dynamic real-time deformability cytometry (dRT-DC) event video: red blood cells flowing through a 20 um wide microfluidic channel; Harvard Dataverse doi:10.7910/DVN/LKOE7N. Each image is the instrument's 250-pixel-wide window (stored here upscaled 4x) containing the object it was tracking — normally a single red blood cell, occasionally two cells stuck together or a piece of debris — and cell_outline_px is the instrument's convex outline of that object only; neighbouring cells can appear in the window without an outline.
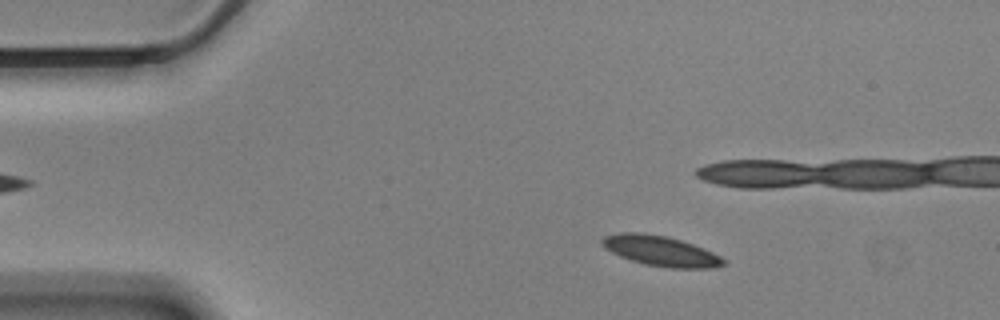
{"species": "Egyptian fruit bat (a non-hibernating species)", "species_latin": "Rousettus aegyptiacus", "temperature_condition": "cold", "stored_images_in_passage": 57, "camera_frame_rate_fps": 3000, "um_per_image_px": 0.085, "animal": {"sex": "male"}, "frame": {"image": 1, "passage_image": 8, "time_ms": 2.333, "image_size_px": [1000, 320], "cell_outline_px": [[728, 264], [712, 268], [668, 268], [644, 264], [620, 256], [604, 248], [600, 244], [600, 240], [604, 236], [620, 232], [640, 232], [668, 236], [692, 244], [712, 252], [720, 256]], "centroid_in_image_um": [56.13, 21.32], "position_along_channel_um": 28.9, "area_um2": 21.44}}
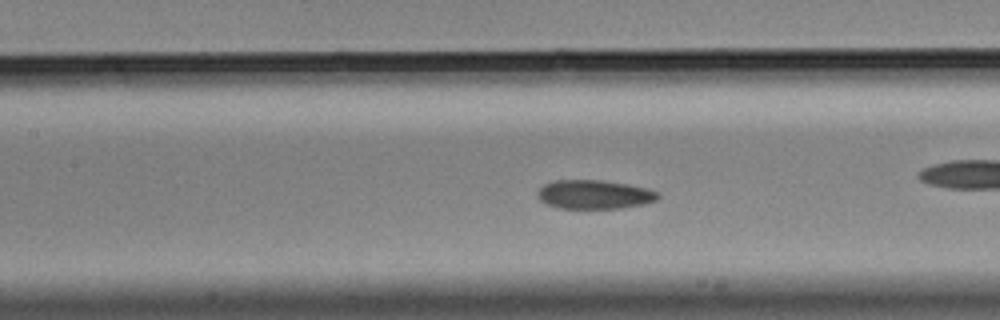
{"frame": {"image": 2, "passage_image": 24, "time_ms": 7.667, "image_size_px": [1000, 320], "cell_outline_px": [[660, 196], [656, 200], [644, 204], [620, 208], [560, 208], [548, 204], [540, 200], [536, 192], [544, 184], [552, 180], [600, 180], [628, 184], [648, 188], [660, 192]], "centroid_in_image_um": [50.54, 16.52], "position_along_channel_um": 156.9, "area_um2": 20.35}}
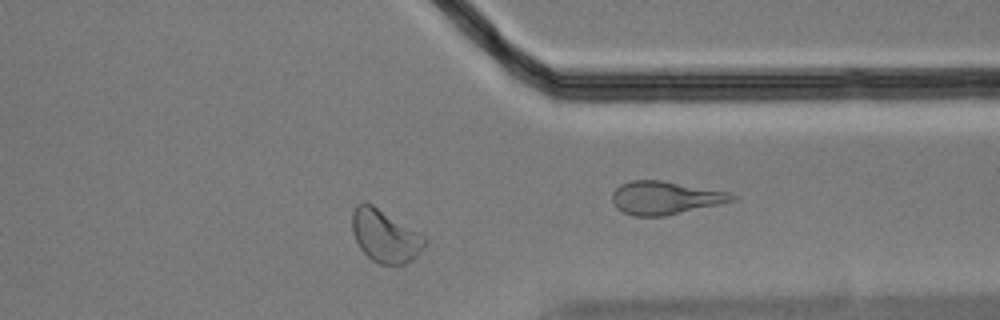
{"frame": {"image": 3, "passage_image": 44, "time_ms": 14.333, "image_size_px": [1000, 320], "cell_outline_px": [[428, 240], [420, 252], [412, 260], [404, 264], [380, 264], [372, 260], [360, 248], [352, 232], [352, 212], [356, 204], [364, 200], [372, 204], [420, 232]], "centroid_in_image_um": [32.72, 20.03], "position_along_channel_um": 378.7, "area_um2": 22.37}, "authors_computed_cell_mechanics": {"area_um2": 20.808, "velocity_mm_per_s": 3.4332, "shape_relaxation_time_tau1_ms": 6.63, "shape_relaxation_time_tau2_ms": 3.5046, "deformation_change_tau1": 0.1078, "deformation_change_tau2": 0.0656}}